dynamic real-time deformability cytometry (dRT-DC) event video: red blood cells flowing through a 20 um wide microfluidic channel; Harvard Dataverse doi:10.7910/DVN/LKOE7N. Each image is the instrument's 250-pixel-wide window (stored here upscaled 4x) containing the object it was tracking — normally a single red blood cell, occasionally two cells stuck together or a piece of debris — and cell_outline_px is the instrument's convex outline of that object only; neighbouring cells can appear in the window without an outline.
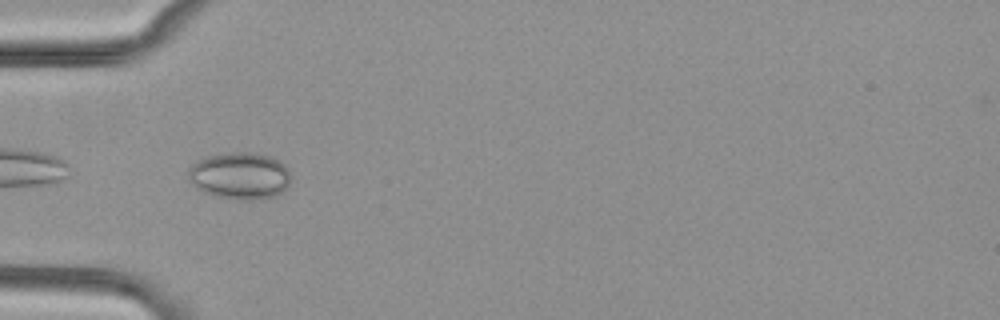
{"species": "common noctule bat (a hibernating species)", "species_latin": "Nyctalus noctula", "temperature_condition": "cold", "stored_images_in_passage": 37, "camera_frame_rate_fps": 3000, "um_per_image_px": 0.085, "animal": {"sex": "female", "body_mass_g": 29.2, "forearm_length_mm": 56.3}, "frame": {"image": 1, "passage_image": 1, "time_ms": 0.0, "image_size_px": [1000, 320], "cell_outline_px": [[288, 188], [276, 196], [256, 200], [240, 200], [212, 196], [204, 192], [192, 184], [188, 176], [188, 168], [192, 164], [208, 156], [232, 152], [256, 152], [268, 156], [284, 164], [288, 172]], "centroid_in_image_um": [20.37, 14.96], "position_along_channel_um": 64.6, "area_um2": 28.09}}
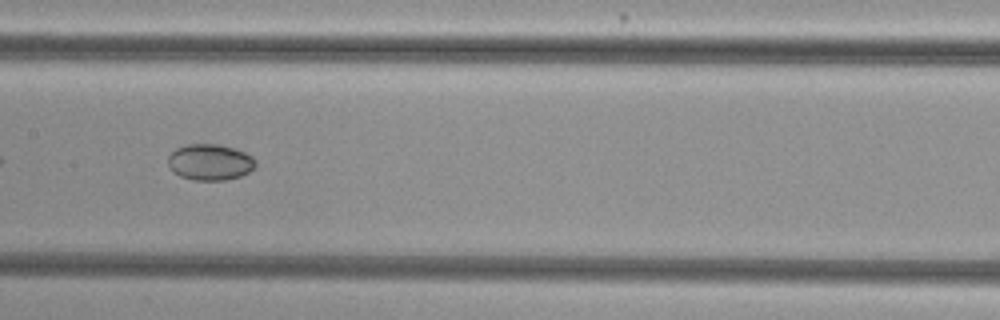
{"frame": {"image": 2, "passage_image": 11, "time_ms": 3.333, "image_size_px": [1000, 320], "cell_outline_px": [[256, 164], [248, 172], [240, 176], [224, 180], [192, 180], [180, 176], [172, 172], [168, 164], [168, 156], [176, 148], [188, 144], [220, 144], [236, 148], [252, 156], [256, 160]], "centroid_in_image_um": [17.84, 13.77], "position_along_channel_um": 189.6, "area_um2": 18.55}}